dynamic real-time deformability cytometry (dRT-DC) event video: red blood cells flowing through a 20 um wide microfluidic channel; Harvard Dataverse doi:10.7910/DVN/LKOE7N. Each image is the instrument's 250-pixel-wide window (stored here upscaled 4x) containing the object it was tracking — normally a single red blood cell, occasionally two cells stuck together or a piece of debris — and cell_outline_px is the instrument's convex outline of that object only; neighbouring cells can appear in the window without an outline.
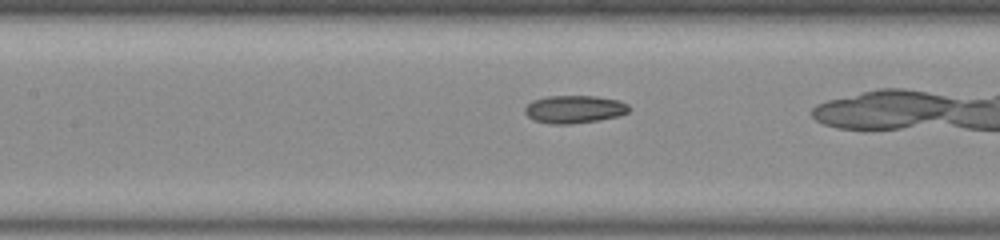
{"species": "common noctule bat (a hibernating species)", "species_latin": "Nyctalus noctula", "temperature_condition": "room temperature", "stored_images_in_passage": 41, "camera_frame_rate_fps": 3000, "um_per_image_px": 0.085, "animal": {"sex": "male", "body_mass_g": 20.0, "forearm_length_mm": 53.3}, "frame": {"image": 1, "passage_image": 24, "time_ms": 7.667, "image_size_px": [1000, 240], "cell_outline_px": [[632, 108], [628, 112], [620, 116], [572, 124], [552, 124], [532, 120], [524, 112], [524, 108], [532, 100], [548, 96], [596, 96], [620, 100], [628, 104]], "centroid_in_image_um": [48.83, 9.28], "position_along_channel_um": 158.6, "area_um2": 17.05}}
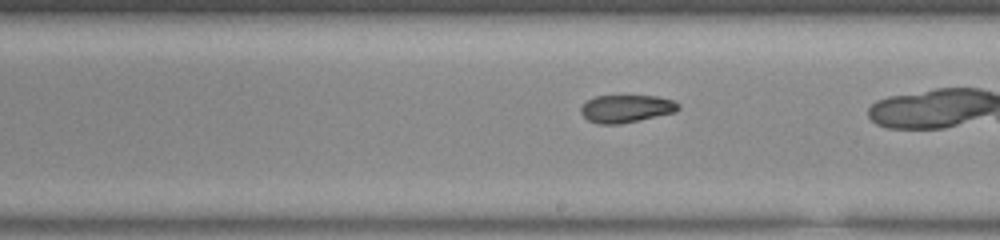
{"frame": {"image": 2, "passage_image": 30, "time_ms": 9.667, "image_size_px": [1000, 240], "cell_outline_px": [[680, 108], [676, 112], [620, 124], [600, 124], [588, 120], [580, 112], [580, 108], [588, 100], [596, 96], [656, 96], [672, 100], [680, 104]], "centroid_in_image_um": [53.24, 9.23], "position_along_channel_um": 235.8, "area_um2": 15.61}}
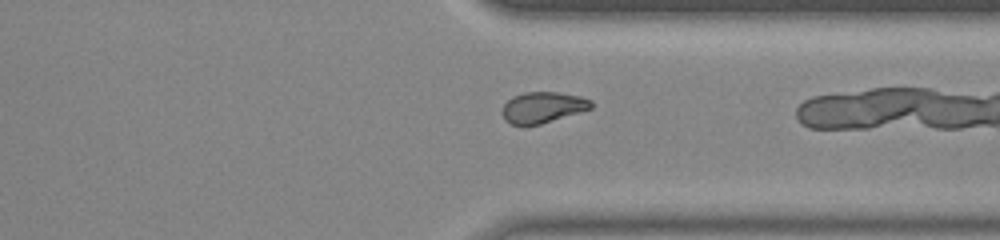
{"frame": {"image": 3, "passage_image": 40, "time_ms": 13.0, "image_size_px": [1000, 240], "cell_outline_px": [[592, 108], [580, 112], [540, 124], [512, 124], [504, 120], [504, 104], [512, 96], [524, 92], [560, 92], [580, 96], [592, 100]], "centroid_in_image_um": [46.17, 9.1], "position_along_channel_um": 365.2, "area_um2": 15.84}}